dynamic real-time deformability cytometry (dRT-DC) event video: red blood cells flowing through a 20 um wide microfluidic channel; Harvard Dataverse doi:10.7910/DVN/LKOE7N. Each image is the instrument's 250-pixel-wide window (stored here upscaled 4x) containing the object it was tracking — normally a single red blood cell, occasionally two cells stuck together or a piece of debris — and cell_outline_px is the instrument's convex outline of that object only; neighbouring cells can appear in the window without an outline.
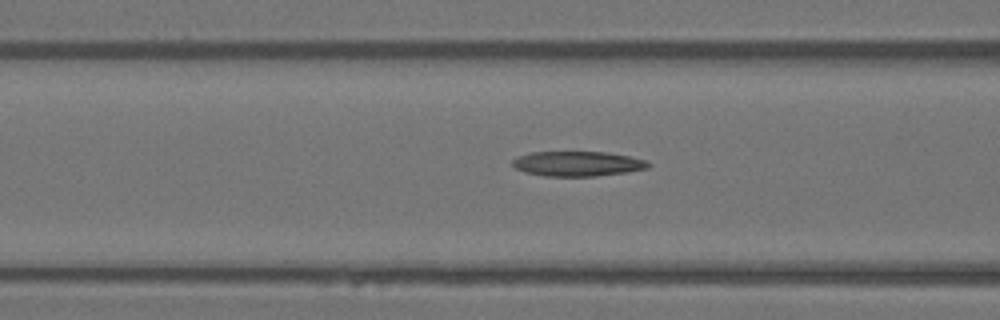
{"species": "Egyptian fruit bat (a non-hibernating species)", "species_latin": "Rousettus aegyptiacus", "temperature_condition": "warm", "stored_images_in_passage": 9, "camera_frame_rate_fps": 3000, "um_per_image_px": 0.085, "animal": {"sex": "female"}, "frame": {"image": 1, "passage_image": 7, "time_ms": 2.0, "image_size_px": [1000, 320], "cell_outline_px": [[652, 164], [648, 168], [628, 172], [596, 176], [544, 176], [524, 172], [516, 168], [512, 164], [512, 160], [520, 156], [532, 152], [608, 152], [628, 156], [644, 160]], "centroid_in_image_um": [49.11, 13.92], "position_along_channel_um": 117.5, "area_um2": 19.65}}